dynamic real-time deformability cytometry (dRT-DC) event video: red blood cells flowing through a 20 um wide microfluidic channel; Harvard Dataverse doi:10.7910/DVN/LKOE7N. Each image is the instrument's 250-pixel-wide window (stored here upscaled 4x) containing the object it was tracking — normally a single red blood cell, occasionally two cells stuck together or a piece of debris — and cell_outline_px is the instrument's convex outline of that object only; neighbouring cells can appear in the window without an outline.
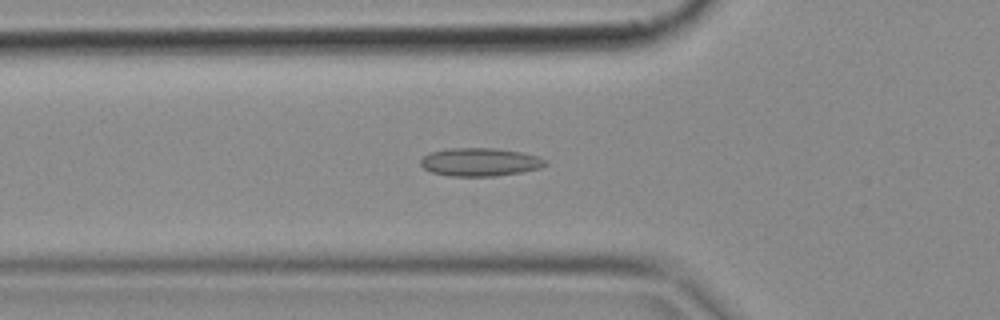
{"species": "common noctule bat (a hibernating species)", "species_latin": "Nyctalus noctula", "temperature_condition": "cold", "stored_images_in_passage": 50, "camera_frame_rate_fps": 3000, "um_per_image_px": 0.085, "animal": {"sex": "female", "body_mass_g": 18.4}, "frame": {"image": 1, "passage_image": 17, "time_ms": 5.333, "image_size_px": [1000, 320], "cell_outline_px": [[548, 164], [540, 168], [520, 172], [496, 176], [448, 176], [432, 172], [424, 168], [420, 164], [420, 160], [424, 156], [432, 152], [448, 148], [492, 148], [520, 152], [536, 156], [548, 160]], "centroid_in_image_um": [40.8, 13.78], "position_along_channel_um": 85.0, "area_um2": 20.4}}
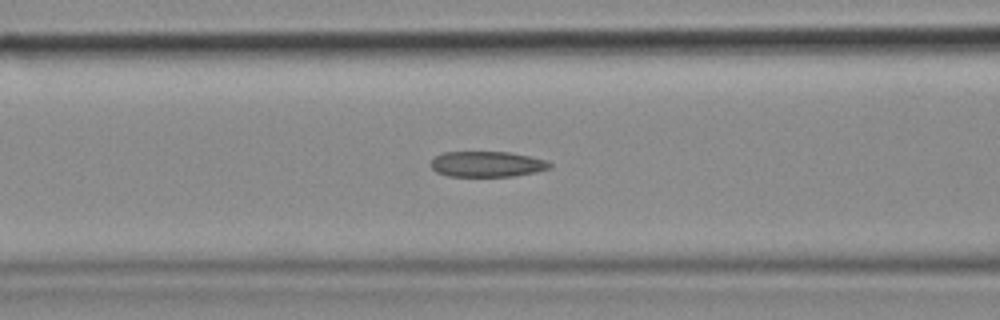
{"frame": {"image": 2, "passage_image": 20, "time_ms": 6.333, "image_size_px": [1000, 320], "cell_outline_px": [[552, 168], [536, 172], [512, 176], [448, 176], [436, 172], [428, 164], [436, 156], [444, 152], [508, 152], [528, 156], [544, 160], [552, 164]], "centroid_in_image_um": [41.37, 13.95], "position_along_channel_um": 125.2, "area_um2": 17.69}}
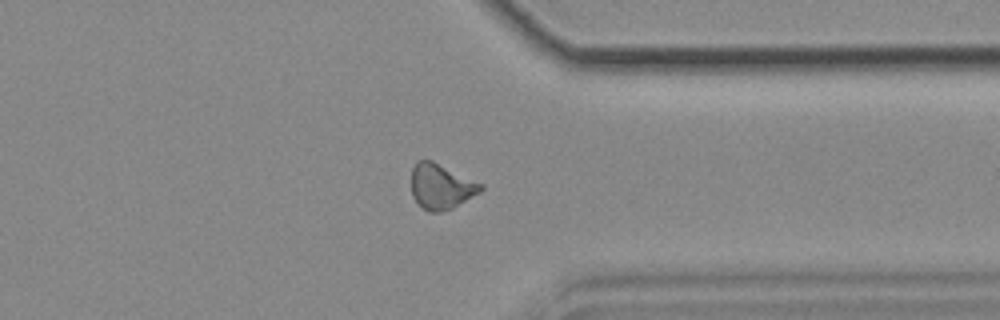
{"frame": {"image": 3, "passage_image": 39, "time_ms": 12.667, "image_size_px": [1000, 320], "cell_outline_px": [[484, 188], [480, 192], [452, 208], [436, 212], [428, 212], [412, 196], [412, 168], [416, 160], [432, 160], [484, 184]], "centroid_in_image_um": [37.5, 15.82], "position_along_channel_um": 373.9, "area_um2": 18.21}}